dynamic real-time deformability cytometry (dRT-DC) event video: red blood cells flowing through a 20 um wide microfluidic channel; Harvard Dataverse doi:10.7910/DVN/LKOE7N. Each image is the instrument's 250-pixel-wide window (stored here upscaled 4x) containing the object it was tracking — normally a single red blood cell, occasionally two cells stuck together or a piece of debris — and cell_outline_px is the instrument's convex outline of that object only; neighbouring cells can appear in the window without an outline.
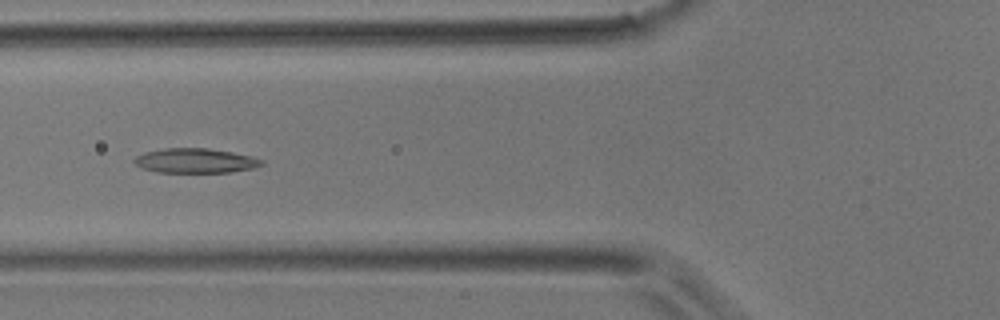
{"species": "common noctule bat (a hibernating species)", "species_latin": "Nyctalus noctula", "temperature_condition": "room temperature", "stored_images_in_passage": 5, "camera_frame_rate_fps": 3000, "um_per_image_px": 0.085, "animal": {"sex": "male", "body_mass_g": 17.9}, "frame": {"image": 1, "passage_image": 5, "time_ms": 1.333, "image_size_px": [1000, 320], "cell_outline_px": [[264, 164], [252, 168], [232, 172], [156, 172], [140, 168], [132, 160], [136, 156], [144, 152], [164, 148], [208, 148], [232, 152], [252, 156], [264, 160]], "centroid_in_image_um": [16.59, 13.65], "position_along_channel_um": 109.2, "area_um2": 18.38}}